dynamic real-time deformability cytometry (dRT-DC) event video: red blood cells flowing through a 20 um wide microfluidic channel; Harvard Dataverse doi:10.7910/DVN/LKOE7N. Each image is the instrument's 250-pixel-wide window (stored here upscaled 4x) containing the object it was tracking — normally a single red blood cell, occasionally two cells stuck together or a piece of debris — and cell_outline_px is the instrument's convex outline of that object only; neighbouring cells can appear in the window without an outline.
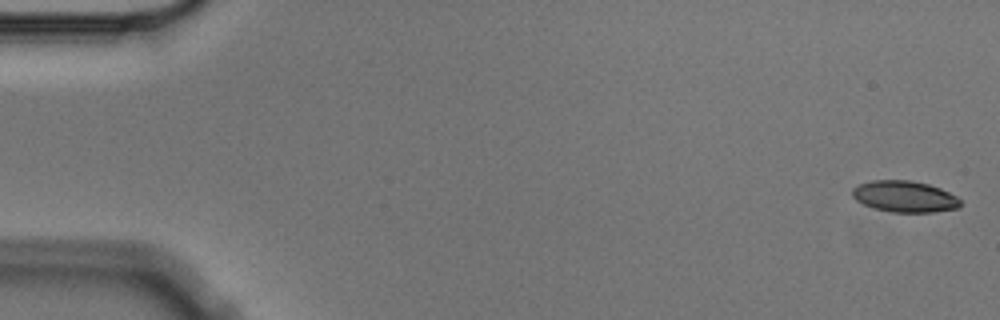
{"species": "Egyptian fruit bat (a non-hibernating species)", "species_latin": "Rousettus aegyptiacus", "temperature_condition": "cold", "stored_images_in_passage": 5, "camera_frame_rate_fps": 3000, "um_per_image_px": 0.085, "animal": {"sex": "male"}, "frame": {"image": 1, "passage_image": 1, "time_ms": 0.0, "image_size_px": [1000, 320], "cell_outline_px": [[960, 204], [956, 208], [932, 212], [892, 212], [876, 208], [864, 204], [856, 200], [852, 196], [852, 188], [860, 184], [872, 180], [912, 180], [928, 184], [940, 188], [956, 196], [960, 200]], "centroid_in_image_um": [76.87, 16.69], "position_along_channel_um": 8.1, "area_um2": 19.54}}
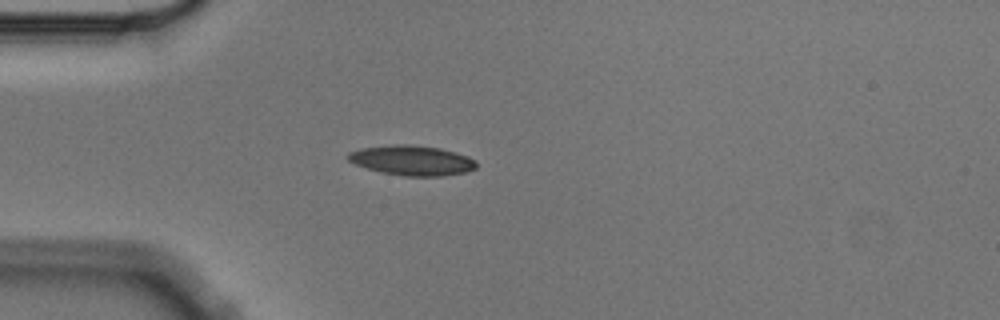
{"frame": {"image": 2, "passage_image": 5, "time_ms": 1.333, "image_size_px": [1000, 320], "cell_outline_px": [[476, 168], [464, 172], [440, 176], [404, 176], [380, 172], [356, 164], [348, 160], [344, 156], [348, 152], [360, 148], [396, 144], [408, 144], [440, 148], [468, 156], [476, 160]], "centroid_in_image_um": [34.98, 13.62], "position_along_channel_um": 50.0, "area_um2": 22.37}}